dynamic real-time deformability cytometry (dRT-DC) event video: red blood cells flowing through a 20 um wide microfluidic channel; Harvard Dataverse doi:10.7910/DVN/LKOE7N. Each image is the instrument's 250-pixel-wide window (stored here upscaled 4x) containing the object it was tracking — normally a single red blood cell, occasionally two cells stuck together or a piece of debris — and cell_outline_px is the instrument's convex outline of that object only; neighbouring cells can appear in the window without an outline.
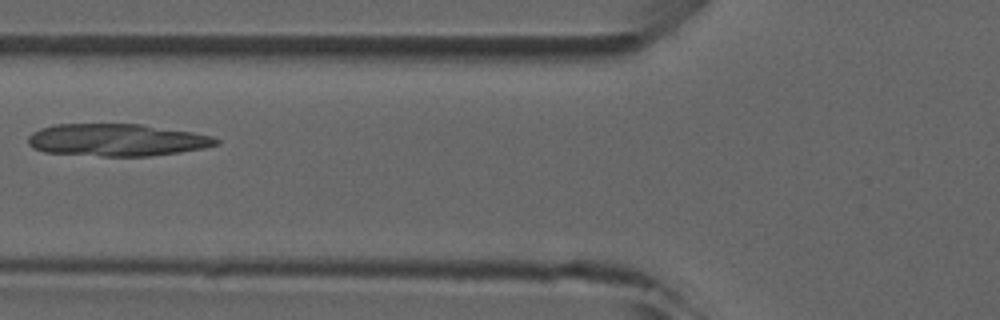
{"species": "common noctule bat (a hibernating species)", "species_latin": "Nyctalus noctula", "temperature_condition": "room temperature", "stored_images_in_passage": 6, "camera_frame_rate_fps": 3000, "um_per_image_px": 0.085, "animal": {"sex": "male", "forearm_length_mm": 52.5}, "frame": {"image": 1, "passage_image": 6, "time_ms": 5.667, "image_size_px": [1000, 320], "cell_outline_px": [[220, 144], [180, 152], [148, 156], [100, 156], [44, 152], [32, 148], [28, 144], [28, 136], [32, 132], [40, 128], [56, 124], [140, 124], [192, 132], [212, 136], [220, 140]], "centroid_in_image_um": [9.89, 11.9], "position_along_channel_um": 115.9, "area_um2": 35.37}}